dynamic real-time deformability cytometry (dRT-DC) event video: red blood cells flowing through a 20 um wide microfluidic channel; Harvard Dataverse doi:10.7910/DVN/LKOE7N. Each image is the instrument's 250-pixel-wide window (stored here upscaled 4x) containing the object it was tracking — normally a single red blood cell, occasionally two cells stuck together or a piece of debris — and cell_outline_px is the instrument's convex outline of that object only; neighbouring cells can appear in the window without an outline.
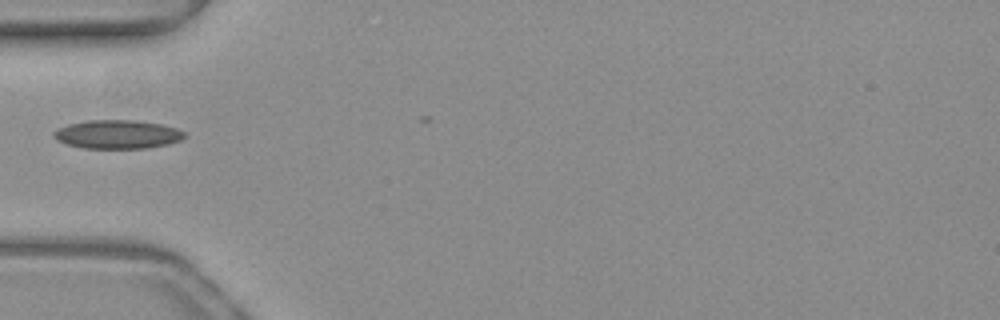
{"species": "common noctule bat (a hibernating species)", "species_latin": "Nyctalus noctula", "temperature_condition": "warm", "stored_images_in_passage": 5, "camera_frame_rate_fps": 3000, "um_per_image_px": 0.085, "animal": {"sex": "female", "body_mass_g": 19.3, "forearm_length_mm": 54.1}, "frame": {"image": 1, "passage_image": 1, "time_ms": 0.0, "image_size_px": [1000, 320], "cell_outline_px": [[184, 136], [180, 140], [168, 144], [148, 148], [84, 148], [68, 144], [56, 140], [52, 136], [52, 132], [56, 128], [68, 124], [88, 120], [136, 120], [160, 124], [176, 128], [184, 132]], "centroid_in_image_um": [9.93, 11.41], "position_along_channel_um": 75.1, "area_um2": 21.85}}